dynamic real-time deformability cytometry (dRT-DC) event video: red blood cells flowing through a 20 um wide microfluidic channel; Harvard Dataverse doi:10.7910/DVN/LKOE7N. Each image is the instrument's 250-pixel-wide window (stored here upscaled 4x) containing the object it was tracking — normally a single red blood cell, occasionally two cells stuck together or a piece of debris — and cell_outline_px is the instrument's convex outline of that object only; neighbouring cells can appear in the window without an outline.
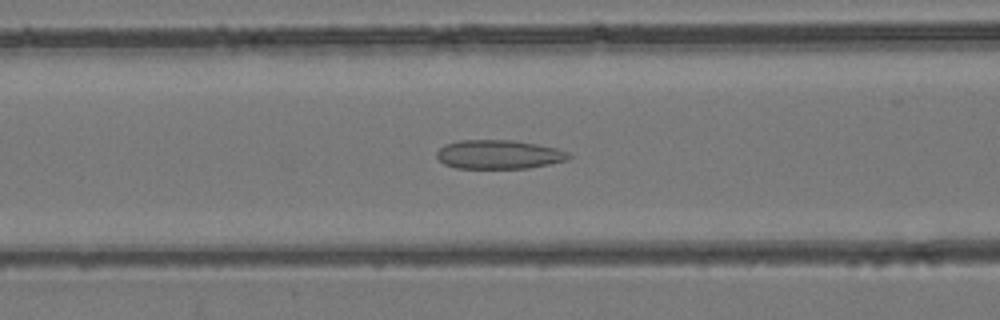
{"species": "common noctule bat (a hibernating species)", "species_latin": "Nyctalus noctula", "temperature_condition": "room temperature", "stored_images_in_passage": 39, "camera_frame_rate_fps": 3000, "um_per_image_px": 0.085, "animal": {"sex": "female", "body_mass_g": 24.6, "forearm_length_mm": 56.2}, "frame": {"image": 1, "passage_image": 11, "time_ms": 3.333, "image_size_px": [1000, 320], "cell_outline_px": [[572, 156], [568, 160], [528, 168], [456, 168], [444, 164], [436, 156], [436, 152], [444, 144], [460, 140], [512, 140], [536, 144], [556, 148], [568, 152]], "centroid_in_image_um": [42.39, 13.13], "position_along_channel_um": 124.2, "area_um2": 22.25}}
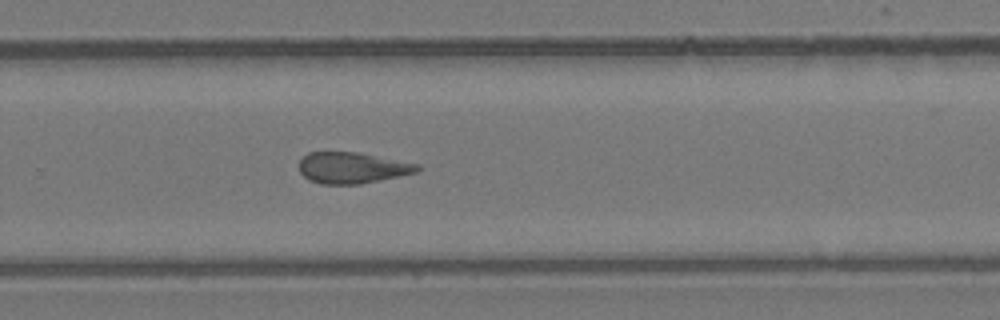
{"frame": {"image": 2, "passage_image": 23, "time_ms": 7.333, "image_size_px": [1000, 320], "cell_outline_px": [[420, 168], [416, 172], [400, 176], [360, 184], [320, 184], [308, 180], [300, 172], [300, 160], [308, 152], [356, 152], [420, 164]], "centroid_in_image_um": [29.92, 14.27], "position_along_channel_um": 299.9, "area_um2": 21.39}}
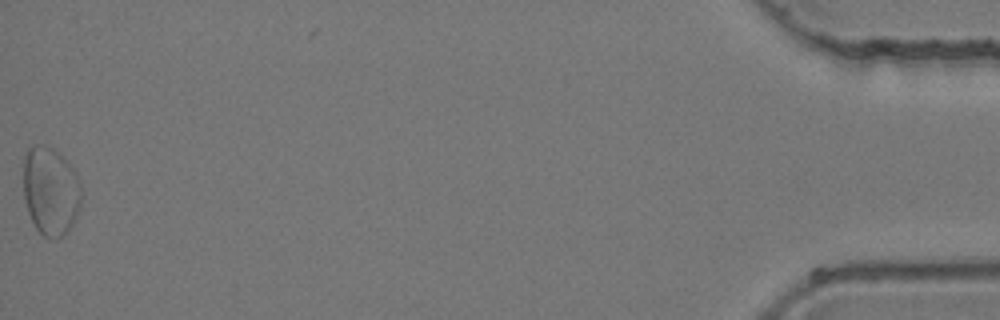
{"frame": {"image": 3, "passage_image": 39, "time_ms": 12.667, "image_size_px": [1000, 320], "cell_outline_px": [[80, 208], [68, 232], [60, 236], [44, 236], [36, 228], [28, 212], [24, 200], [24, 156], [28, 148], [36, 144], [44, 144], [52, 148], [76, 172], [80, 184]], "centroid_in_image_um": [4.28, 16.21], "position_along_channel_um": 430.9, "area_um2": 29.48}}